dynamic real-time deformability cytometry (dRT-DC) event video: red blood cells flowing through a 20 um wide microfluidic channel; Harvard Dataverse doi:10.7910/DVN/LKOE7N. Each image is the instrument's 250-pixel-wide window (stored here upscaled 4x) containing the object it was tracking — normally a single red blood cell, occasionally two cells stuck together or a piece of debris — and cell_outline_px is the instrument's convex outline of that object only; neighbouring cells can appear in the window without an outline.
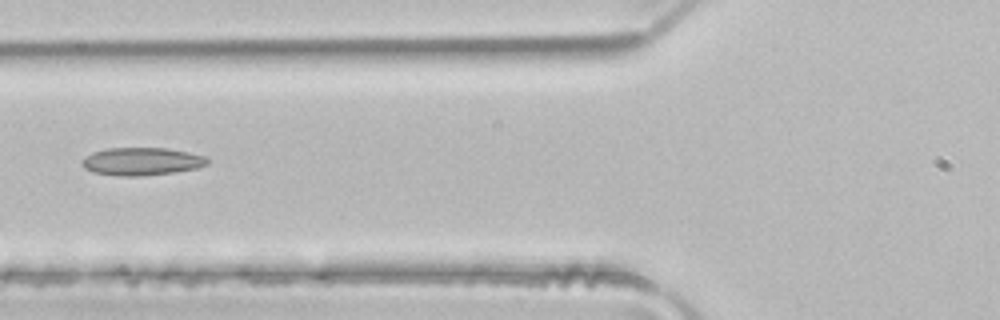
{"species": "common noctule bat (a hibernating species)", "species_latin": "Nyctalus noctula", "temperature_condition": "room temperature", "stored_images_in_passage": 5, "camera_frame_rate_fps": 3000, "um_per_image_px": 0.085, "animal": {"sex": "male", "body_mass_g": 21.5, "forearm_length_mm": 52.0}, "frame": {"image": 1, "passage_image": 5, "time_ms": 1.333, "image_size_px": [1000, 320], "cell_outline_px": [[208, 164], [200, 168], [172, 172], [140, 176], [116, 176], [92, 172], [84, 168], [80, 164], [80, 160], [84, 156], [92, 152], [108, 148], [168, 148], [188, 152], [204, 156], [208, 160]], "centroid_in_image_um": [11.99, 13.72], "position_along_channel_um": 113.8, "area_um2": 20.52}}